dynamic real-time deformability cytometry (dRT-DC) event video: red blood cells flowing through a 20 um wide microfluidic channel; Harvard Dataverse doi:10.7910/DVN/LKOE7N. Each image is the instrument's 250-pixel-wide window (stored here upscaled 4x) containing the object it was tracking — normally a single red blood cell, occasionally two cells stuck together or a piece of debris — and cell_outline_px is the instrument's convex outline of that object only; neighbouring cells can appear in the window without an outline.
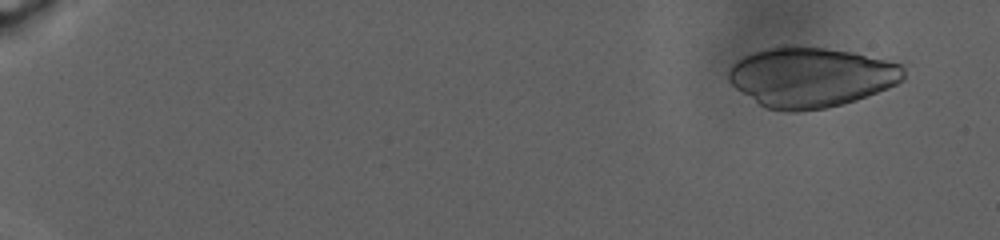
{"species": "human", "species_latin": "Homo sapiens", "temperature_condition": "warm", "stored_images_in_passage": 28, "camera_frame_rate_fps": 3000, "um_per_image_px": 0.085, "donor": {"sex": "male"}, "frame": {"image": 1, "passage_image": 7, "time_ms": 2.0, "image_size_px": [1000, 240], "cell_outline_px": [[904, 80], [888, 88], [856, 100], [844, 104], [824, 108], [796, 112], [792, 112], [764, 108], [736, 88], [728, 80], [728, 68], [736, 60], [744, 56], [768, 48], [784, 44], [796, 44], [852, 52], [888, 60], [904, 64]], "centroid_in_image_um": [68.93, 6.54], "position_along_channel_um": 16.1, "area_um2": 61.67}}
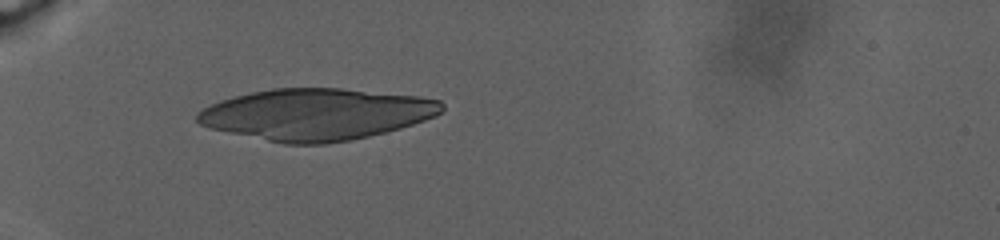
{"frame": {"image": 2, "passage_image": 25, "time_ms": 11.0, "image_size_px": [1000, 240], "cell_outline_px": [[444, 108], [436, 116], [400, 128], [368, 136], [348, 140], [324, 144], [284, 144], [208, 128], [200, 124], [196, 120], [196, 112], [220, 100], [252, 92], [272, 88], [340, 88], [420, 96], [440, 100], [444, 104]], "centroid_in_image_um": [26.87, 9.71], "position_along_channel_um": 58.1, "area_um2": 73.29}}